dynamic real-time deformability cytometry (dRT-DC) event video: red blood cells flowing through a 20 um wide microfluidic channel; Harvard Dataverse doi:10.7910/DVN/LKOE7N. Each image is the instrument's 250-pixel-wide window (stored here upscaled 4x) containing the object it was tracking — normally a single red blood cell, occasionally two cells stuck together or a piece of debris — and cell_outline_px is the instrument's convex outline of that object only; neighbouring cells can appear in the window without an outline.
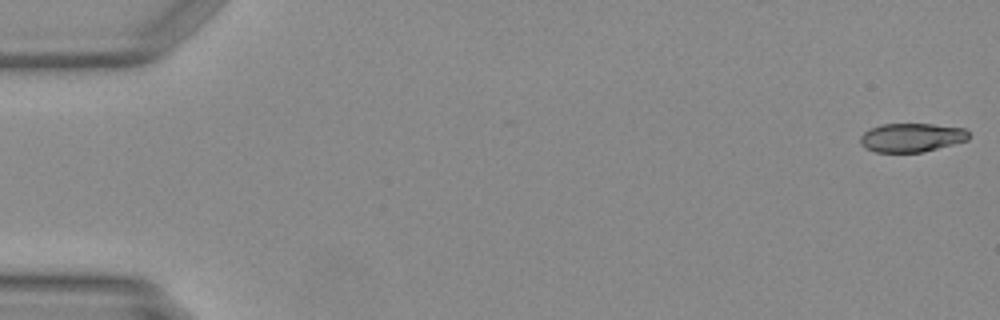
{"species": "Egyptian fruit bat (a non-hibernating species)", "species_latin": "Rousettus aegyptiacus", "temperature_condition": "warm", "stored_images_in_passage": 49, "camera_frame_rate_fps": 3000, "um_per_image_px": 0.085, "animal": {"sex": "female"}, "frame": {"image": 1, "passage_image": 1, "time_ms": 0.0, "image_size_px": [1000, 320], "cell_outline_px": [[968, 140], [920, 152], [876, 152], [864, 148], [860, 144], [860, 136], [868, 128], [880, 124], [932, 124], [964, 128], [968, 132]], "centroid_in_image_um": [77.42, 11.68], "position_along_channel_um": 7.6, "area_um2": 18.15}}
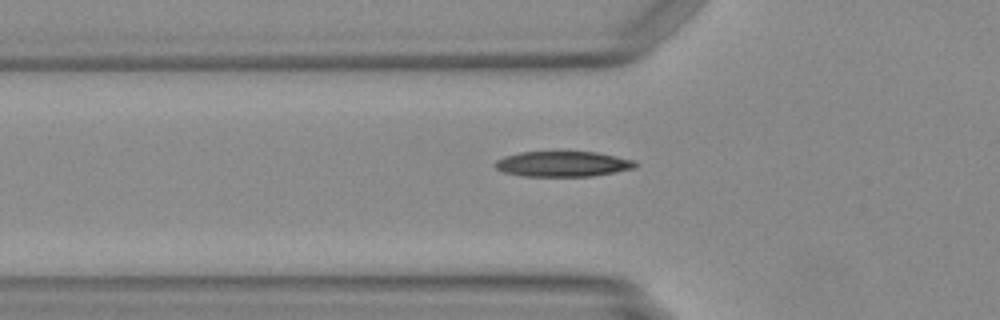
{"frame": {"image": 2, "passage_image": 17, "time_ms": 5.333, "image_size_px": [1000, 320], "cell_outline_px": [[636, 168], [616, 172], [592, 176], [524, 176], [504, 172], [496, 168], [492, 164], [496, 160], [504, 156], [520, 152], [596, 152], [636, 160]], "centroid_in_image_um": [47.84, 13.93], "position_along_channel_um": 78.0, "area_um2": 20.81}}
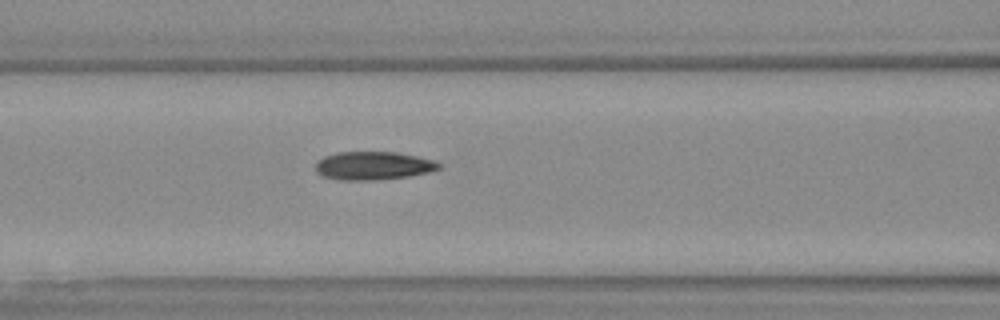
{"frame": {"image": 3, "passage_image": 21, "time_ms": 6.667, "image_size_px": [1000, 320], "cell_outline_px": [[440, 168], [428, 172], [408, 176], [372, 180], [340, 180], [324, 176], [316, 172], [316, 160], [324, 156], [336, 152], [396, 152], [436, 160], [440, 164]], "centroid_in_image_um": [31.7, 14.07], "position_along_channel_um": 134.9, "area_um2": 20.29}}